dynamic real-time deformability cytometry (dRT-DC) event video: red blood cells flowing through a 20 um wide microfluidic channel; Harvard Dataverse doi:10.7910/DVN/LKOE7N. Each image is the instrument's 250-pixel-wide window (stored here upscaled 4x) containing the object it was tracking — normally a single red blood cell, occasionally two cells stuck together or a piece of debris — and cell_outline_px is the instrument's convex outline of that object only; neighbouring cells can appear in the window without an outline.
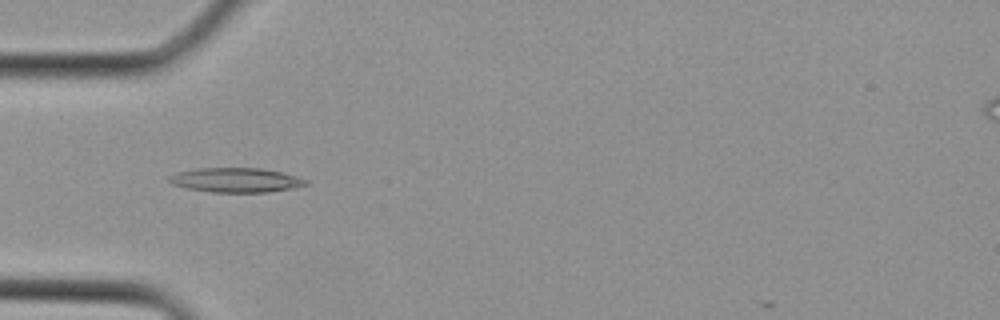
{"species": "Egyptian fruit bat (a non-hibernating species)", "species_latin": "Rousettus aegyptiacus", "temperature_condition": "cold", "stored_images_in_passage": 3, "camera_frame_rate_fps": 3000, "um_per_image_px": 0.085, "animal": {"sex": "female"}, "frame": {"image": 1, "passage_image": 3, "time_ms": 0.667, "image_size_px": [1000, 320], "cell_outline_px": [[308, 184], [292, 188], [268, 192], [212, 192], [188, 188], [172, 184], [168, 180], [168, 176], [180, 172], [196, 168], [260, 168], [280, 172], [296, 176], [308, 180]], "centroid_in_image_um": [20.05, 15.3], "position_along_channel_um": 64.9, "area_um2": 19.31}}